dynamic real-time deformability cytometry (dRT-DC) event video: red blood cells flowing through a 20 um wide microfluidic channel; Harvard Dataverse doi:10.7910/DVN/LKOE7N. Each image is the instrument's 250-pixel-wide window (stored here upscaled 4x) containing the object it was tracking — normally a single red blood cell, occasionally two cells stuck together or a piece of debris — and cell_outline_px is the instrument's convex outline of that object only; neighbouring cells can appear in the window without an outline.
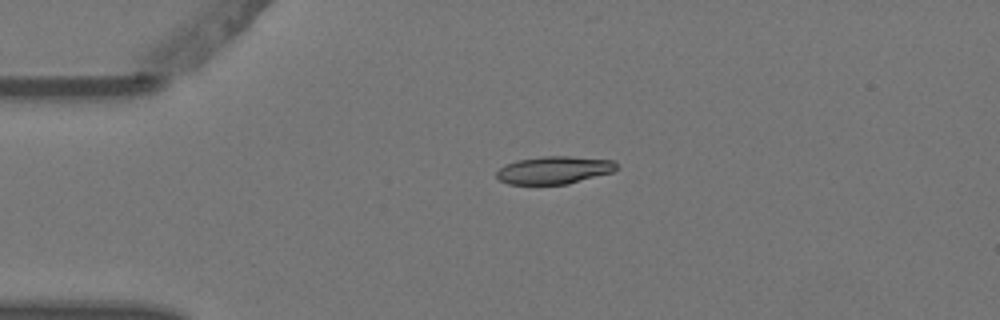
{"species": "Egyptian fruit bat (a non-hibernating species)", "species_latin": "Rousettus aegyptiacus", "temperature_condition": "warm", "stored_images_in_passage": 4, "camera_frame_rate_fps": 3000, "um_per_image_px": 0.085, "animal": {"sex": "female"}, "frame": {"image": 1, "passage_image": 3, "time_ms": 0.667, "image_size_px": [1000, 320], "cell_outline_px": [[616, 168], [612, 172], [568, 184], [508, 184], [500, 180], [496, 176], [496, 172], [504, 164], [516, 160], [544, 156], [568, 156], [612, 160], [616, 164]], "centroid_in_image_um": [47.05, 14.45], "position_along_channel_um": 37.9, "area_um2": 19.25}}